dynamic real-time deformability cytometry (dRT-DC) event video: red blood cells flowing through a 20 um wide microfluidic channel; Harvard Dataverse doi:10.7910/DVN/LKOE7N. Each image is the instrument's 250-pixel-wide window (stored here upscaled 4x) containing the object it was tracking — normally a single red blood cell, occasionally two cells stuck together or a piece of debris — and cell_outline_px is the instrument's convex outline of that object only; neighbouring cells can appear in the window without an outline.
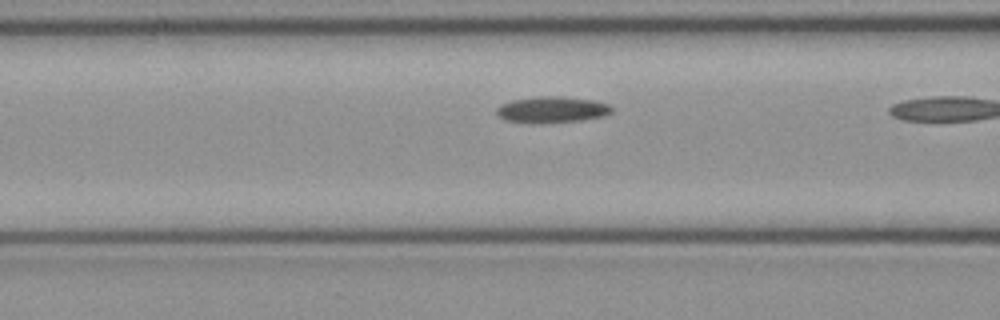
{"species": "common noctule bat (a hibernating species)", "species_latin": "Nyctalus noctula", "temperature_condition": "cold", "stored_images_in_passage": 9, "camera_frame_rate_fps": 3000, "um_per_image_px": 0.085, "animal": {"sex": "female", "body_mass_g": 21.9}, "frame": {"image": 1, "passage_image": 7, "time_ms": 2.0, "image_size_px": [1000, 320], "cell_outline_px": [[612, 112], [604, 116], [580, 120], [544, 124], [528, 124], [504, 120], [496, 116], [496, 108], [500, 104], [512, 100], [540, 96], [560, 96], [592, 100], [608, 104], [612, 108]], "centroid_in_image_um": [46.84, 9.34], "position_along_channel_um": 119.8, "area_um2": 17.98}}